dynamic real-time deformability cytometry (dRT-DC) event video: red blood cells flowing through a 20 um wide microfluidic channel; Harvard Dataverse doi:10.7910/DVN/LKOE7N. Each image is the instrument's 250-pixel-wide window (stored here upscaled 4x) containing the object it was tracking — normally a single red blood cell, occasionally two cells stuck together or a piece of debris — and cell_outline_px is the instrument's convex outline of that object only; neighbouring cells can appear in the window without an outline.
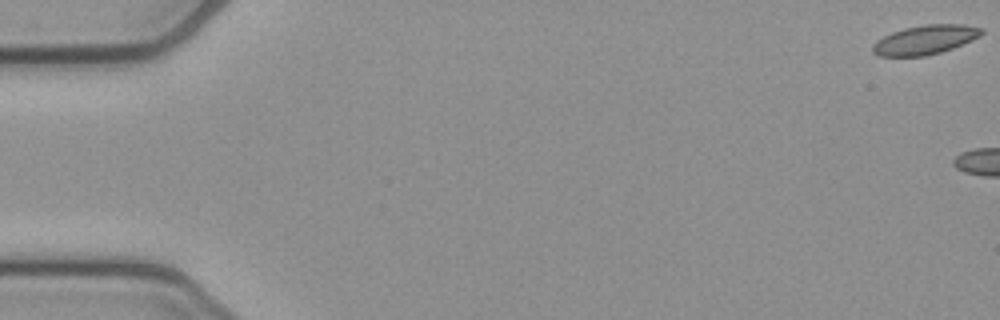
{"species": "common noctule bat (a hibernating species)", "species_latin": "Nyctalus noctula", "temperature_condition": "cold", "stored_images_in_passage": 5, "camera_frame_rate_fps": 3000, "um_per_image_px": 0.085, "animal": {"sex": "female", "body_mass_g": 21.9}, "frame": {"image": 1, "passage_image": 1, "time_ms": 0.0, "image_size_px": [1000, 320], "cell_outline_px": [[984, 32], [980, 36], [952, 48], [940, 52], [924, 56], [880, 56], [872, 52], [872, 44], [876, 40], [892, 32], [904, 28], [924, 24], [964, 24], [984, 28]], "centroid_in_image_um": [78.63, 3.37], "position_along_channel_um": 6.4, "area_um2": 18.55}}